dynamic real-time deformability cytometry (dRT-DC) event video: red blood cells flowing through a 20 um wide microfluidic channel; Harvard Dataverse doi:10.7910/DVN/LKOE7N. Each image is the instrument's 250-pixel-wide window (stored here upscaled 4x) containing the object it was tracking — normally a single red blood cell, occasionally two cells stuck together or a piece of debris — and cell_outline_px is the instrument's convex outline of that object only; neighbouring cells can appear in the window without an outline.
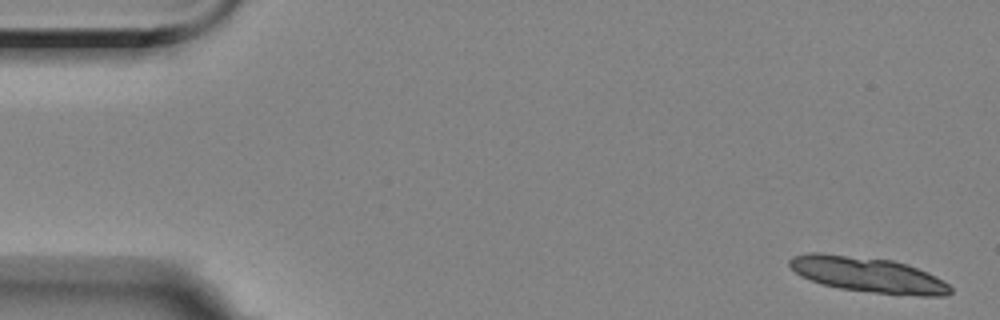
{"species": "Egyptian fruit bat (a non-hibernating species)", "species_latin": "Rousettus aegyptiacus", "temperature_condition": "room temperature", "stored_images_in_passage": 7, "camera_frame_rate_fps": 3000, "um_per_image_px": 0.085, "animal": {"sex": "female"}, "frame": {"image": 1, "passage_image": 1, "time_ms": 0.0, "image_size_px": [1000, 320], "cell_outline_px": [[952, 292], [948, 296], [920, 296], [872, 292], [840, 288], [824, 284], [800, 276], [788, 264], [788, 260], [792, 256], [808, 252], [820, 252], [892, 260], [916, 268], [936, 276], [948, 284], [952, 288]], "centroid_in_image_um": [73.77, 23.34], "position_along_channel_um": 11.2, "area_um2": 32.95}}